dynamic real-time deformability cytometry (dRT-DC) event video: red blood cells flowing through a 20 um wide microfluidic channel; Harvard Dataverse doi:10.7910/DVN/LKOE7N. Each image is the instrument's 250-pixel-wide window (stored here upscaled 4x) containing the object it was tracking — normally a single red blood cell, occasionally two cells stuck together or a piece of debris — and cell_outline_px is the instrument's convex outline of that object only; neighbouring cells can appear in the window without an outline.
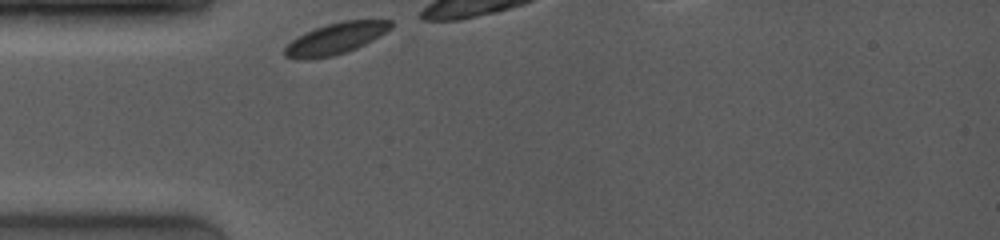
{"species": "common noctule bat (a hibernating species)", "species_latin": "Nyctalus noctula", "temperature_condition": "room temperature", "stored_images_in_passage": 81, "camera_frame_rate_fps": 4000, "um_per_image_px": 0.085, "animal": {"sex": "female", "body_mass_g": 19.0, "forearm_length_mm": 53.3}, "frame": {"image": 1, "passage_image": 1, "time_ms": 0.0, "image_size_px": [1000, 240], "cell_outline_px": [[392, 28], [380, 36], [356, 48], [332, 56], [304, 60], [284, 56], [284, 48], [296, 36], [304, 32], [328, 24], [344, 20], [392, 20]], "centroid_in_image_um": [28.52, 3.27], "position_along_channel_um": 56.5, "area_um2": 19.25}}
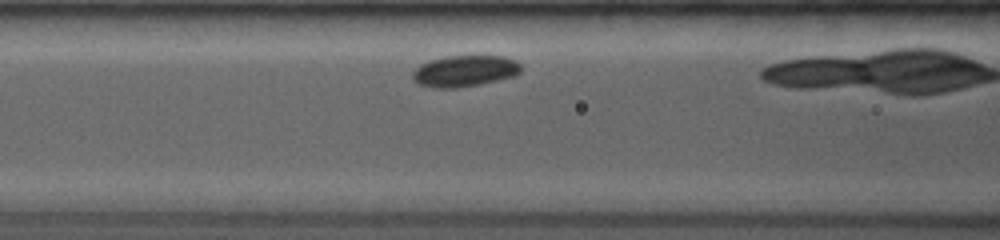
{"frame": {"image": 2, "passage_image": 15, "time_ms": 2.0, "image_size_px": [1000, 240], "cell_outline_px": [[520, 72], [516, 76], [480, 84], [456, 88], [432, 88], [416, 84], [412, 76], [412, 72], [420, 64], [428, 60], [444, 56], [504, 56], [516, 60], [520, 64]], "centroid_in_image_um": [39.47, 6.04], "position_along_channel_um": 127.1, "area_um2": 20.06}}
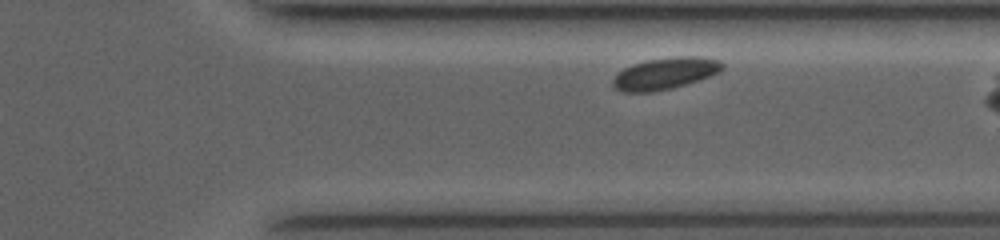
{"frame": {"image": 3, "passage_image": 69, "time_ms": 8.0, "image_size_px": [1000, 240], "cell_outline_px": [[724, 68], [720, 72], [672, 88], [652, 92], [620, 92], [612, 84], [612, 80], [624, 68], [632, 64], [648, 60], [676, 56], [700, 56], [720, 60], [724, 64]], "centroid_in_image_um": [56.54, 6.23], "position_along_channel_um": 354.9, "area_um2": 20.11}}